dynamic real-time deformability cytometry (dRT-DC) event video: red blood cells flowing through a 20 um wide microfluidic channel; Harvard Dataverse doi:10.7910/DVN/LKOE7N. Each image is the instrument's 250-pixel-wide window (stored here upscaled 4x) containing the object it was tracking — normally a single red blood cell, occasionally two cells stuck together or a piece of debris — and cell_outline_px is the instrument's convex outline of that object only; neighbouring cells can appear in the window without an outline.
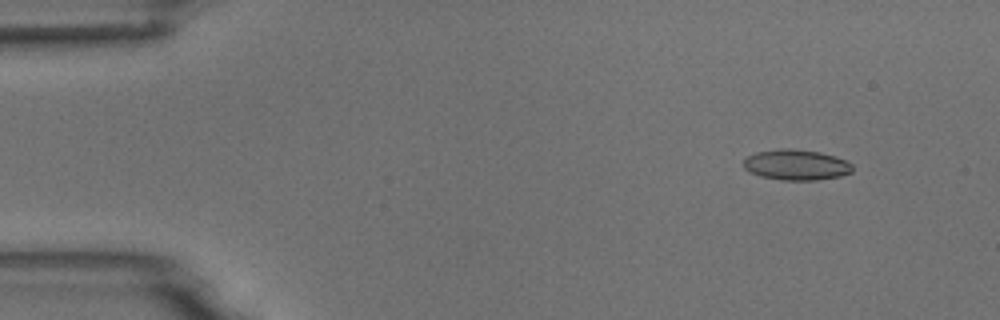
{"species": "common noctule bat (a hibernating species)", "species_latin": "Nyctalus noctula", "temperature_condition": "room temperature", "stored_images_in_passage": 6, "camera_frame_rate_fps": 3000, "um_per_image_px": 0.085, "animal": {"sex": "male", "body_mass_g": 18.8}, "frame": {"image": 1, "passage_image": 2, "time_ms": 1.333, "image_size_px": [1000, 320], "cell_outline_px": [[852, 172], [840, 176], [816, 180], [784, 180], [760, 176], [748, 172], [744, 168], [744, 160], [748, 156], [756, 152], [780, 148], [788, 148], [820, 152], [836, 156], [852, 164]], "centroid_in_image_um": [67.67, 14.01], "position_along_channel_um": 17.3, "area_um2": 19.42}}
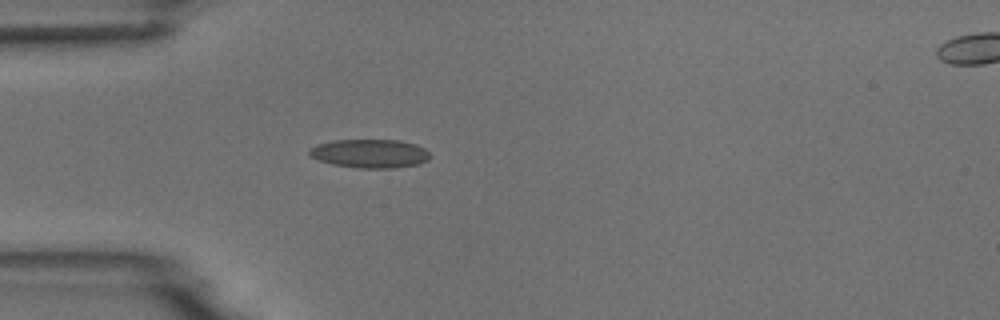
{"frame": {"image": 2, "passage_image": 5, "time_ms": 4.667, "image_size_px": [1000, 320], "cell_outline_px": [[432, 156], [428, 160], [420, 164], [392, 168], [360, 168], [332, 164], [308, 156], [308, 152], [312, 148], [320, 144], [332, 140], [400, 140], [416, 144], [424, 148]], "centroid_in_image_um": [31.48, 13.05], "position_along_channel_um": 53.5, "area_um2": 20.17}}